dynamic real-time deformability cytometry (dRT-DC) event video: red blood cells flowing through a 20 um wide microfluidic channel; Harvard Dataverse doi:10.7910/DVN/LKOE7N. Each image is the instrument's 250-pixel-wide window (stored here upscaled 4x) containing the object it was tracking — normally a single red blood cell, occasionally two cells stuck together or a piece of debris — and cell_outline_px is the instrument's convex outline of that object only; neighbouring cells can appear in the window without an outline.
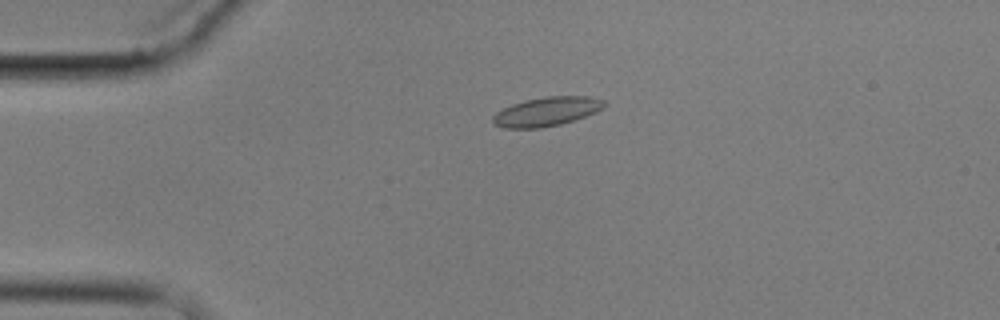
{"species": "common noctule bat (a hibernating species)", "species_latin": "Nyctalus noctula", "temperature_condition": "cold", "stored_images_in_passage": 5, "camera_frame_rate_fps": 3000, "um_per_image_px": 0.085, "animal": {"sex": "male", "body_mass_g": 17.9}, "frame": {"image": 1, "passage_image": 4, "time_ms": 3.667, "image_size_px": [1000, 320], "cell_outline_px": [[608, 104], [604, 108], [596, 112], [560, 124], [540, 128], [504, 128], [496, 124], [492, 120], [492, 116], [496, 112], [512, 104], [524, 100], [544, 96], [588, 96], [604, 100]], "centroid_in_image_um": [46.48, 9.47], "position_along_channel_um": 38.5, "area_um2": 18.84}}
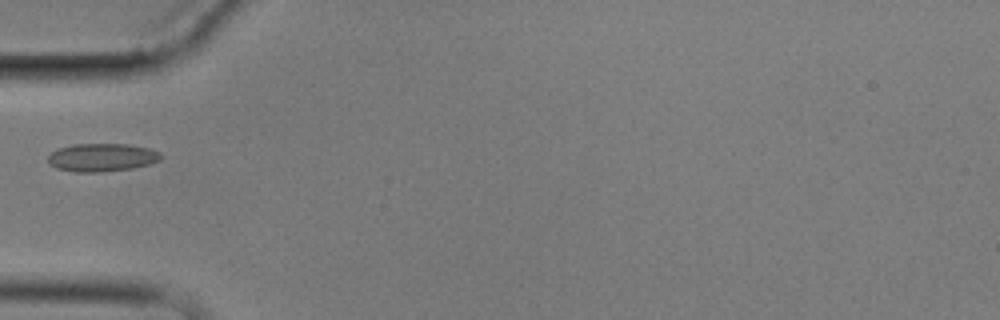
{"frame": {"image": 2, "passage_image": 5, "time_ms": 5.667, "image_size_px": [1000, 320], "cell_outline_px": [[160, 160], [148, 164], [132, 168], [100, 172], [72, 172], [56, 168], [48, 164], [48, 156], [52, 152], [60, 148], [72, 144], [128, 144], [148, 148], [160, 152]], "centroid_in_image_um": [8.62, 13.38], "position_along_channel_um": 76.4, "area_um2": 18.44}}